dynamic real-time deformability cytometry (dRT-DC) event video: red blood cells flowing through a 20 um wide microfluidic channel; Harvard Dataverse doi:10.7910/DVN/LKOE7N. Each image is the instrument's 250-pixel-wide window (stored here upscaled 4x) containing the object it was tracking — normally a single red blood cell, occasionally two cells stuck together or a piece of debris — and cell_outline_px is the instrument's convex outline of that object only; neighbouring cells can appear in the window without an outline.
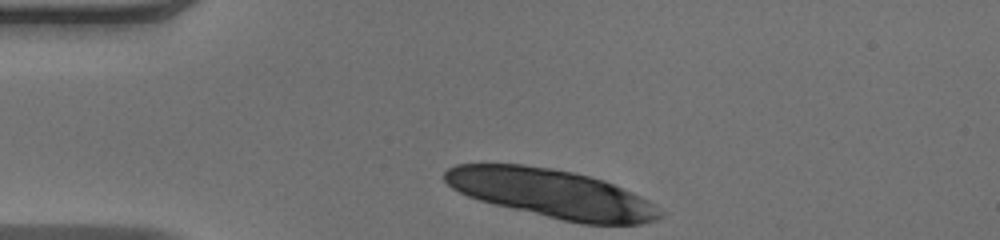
{"species": "human", "species_latin": "Homo sapiens", "temperature_condition": "warm", "stored_images_in_passage": 12, "camera_frame_rate_fps": 3000, "um_per_image_px": 0.085, "donor": {"sex": "male"}, "frame": {"image": 1, "passage_image": 1, "time_ms": 0.0, "image_size_px": [1000, 240], "cell_outline_px": [[664, 212], [656, 220], [640, 224], [580, 224], [512, 208], [480, 200], [468, 196], [452, 188], [444, 180], [444, 172], [448, 168], [456, 164], [524, 164], [552, 168], [572, 172], [604, 180], [632, 192], [648, 200]], "centroid_in_image_um": [46.91, 16.44], "position_along_channel_um": 38.1, "area_um2": 60.52}}
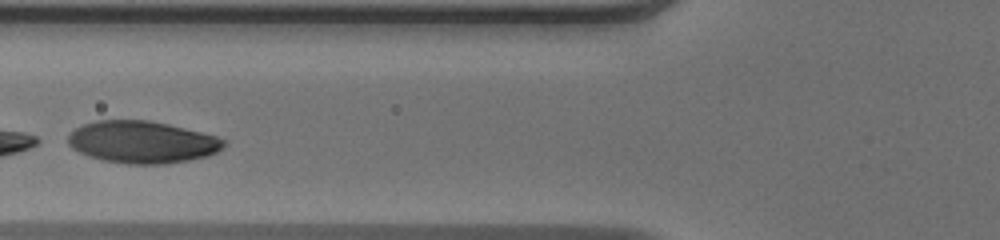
{"frame": {"image": 2, "passage_image": 10, "time_ms": 3.0, "image_size_px": [1000, 240], "cell_outline_px": [[228, 144], [224, 148], [208, 156], [168, 164], [128, 164], [104, 160], [88, 156], [72, 148], [68, 144], [68, 136], [76, 128], [84, 124], [96, 120], [148, 120], [168, 124], [216, 136], [224, 140]], "centroid_in_image_um": [12.1, 12.08], "position_along_channel_um": 113.7, "area_um2": 38.21}}